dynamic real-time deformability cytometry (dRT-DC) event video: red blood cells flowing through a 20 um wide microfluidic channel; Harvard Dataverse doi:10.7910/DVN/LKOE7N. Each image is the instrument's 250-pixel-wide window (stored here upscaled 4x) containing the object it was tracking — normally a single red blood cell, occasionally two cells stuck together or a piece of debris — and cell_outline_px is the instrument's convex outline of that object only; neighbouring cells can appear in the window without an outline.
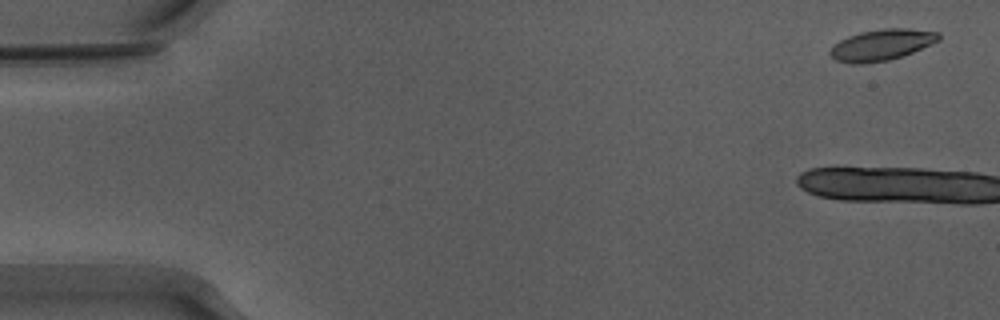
{"species": "Egyptian fruit bat (a non-hibernating species)", "species_latin": "Rousettus aegyptiacus", "temperature_condition": "warm", "stored_images_in_passage": 4, "camera_frame_rate_fps": 3000, "um_per_image_px": 0.085, "animal": {"sex": "male"}, "frame": {"image": 1, "passage_image": 2, "time_ms": 0.333, "image_size_px": [1000, 320], "cell_outline_px": [[940, 40], [912, 52], [888, 60], [864, 64], [852, 64], [836, 60], [828, 52], [840, 40], [860, 32], [884, 28], [908, 28], [940, 32]], "centroid_in_image_um": [74.95, 3.81], "position_along_channel_um": 10.0, "area_um2": 19.54}}